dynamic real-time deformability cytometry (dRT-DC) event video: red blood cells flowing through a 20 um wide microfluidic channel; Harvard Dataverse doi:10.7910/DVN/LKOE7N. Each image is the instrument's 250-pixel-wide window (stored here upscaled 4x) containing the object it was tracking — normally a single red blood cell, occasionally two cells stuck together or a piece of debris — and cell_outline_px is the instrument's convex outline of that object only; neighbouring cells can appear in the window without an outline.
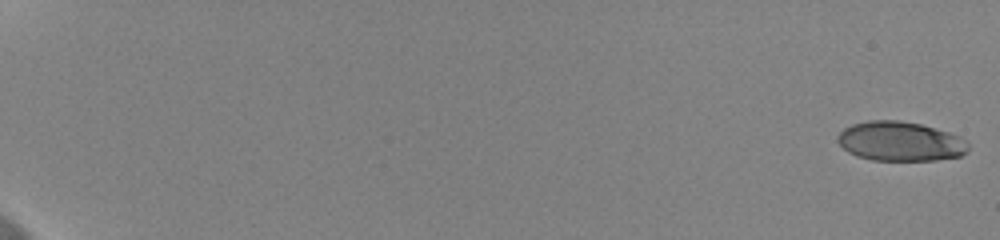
{"species": "human", "species_latin": "Homo sapiens", "temperature_condition": "cold", "stored_images_in_passage": 59, "camera_frame_rate_fps": 3000, "um_per_image_px": 0.085, "donor": {"sex": "female"}, "frame": {"image": 1, "passage_image": 1, "time_ms": 0.0, "image_size_px": [1000, 240], "cell_outline_px": [[968, 152], [960, 156], [936, 160], [872, 160], [856, 156], [848, 152], [836, 140], [836, 136], [844, 128], [852, 124], [868, 120], [896, 120], [920, 124], [948, 132], [960, 136], [968, 144]], "centroid_in_image_um": [76.5, 12.02], "position_along_channel_um": 8.5, "area_um2": 30.06}}
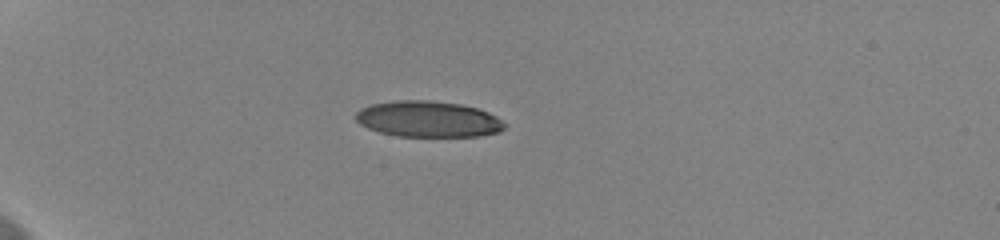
{"frame": {"image": 2, "passage_image": 19, "time_ms": 6.0, "image_size_px": [1000, 240], "cell_outline_px": [[504, 128], [500, 132], [476, 136], [396, 136], [380, 132], [368, 128], [360, 124], [356, 120], [356, 112], [360, 108], [372, 104], [396, 100], [428, 100], [460, 104], [476, 108], [488, 112], [496, 116], [504, 124]], "centroid_in_image_um": [36.36, 10.12], "position_along_channel_um": 48.6, "area_um2": 31.1}}
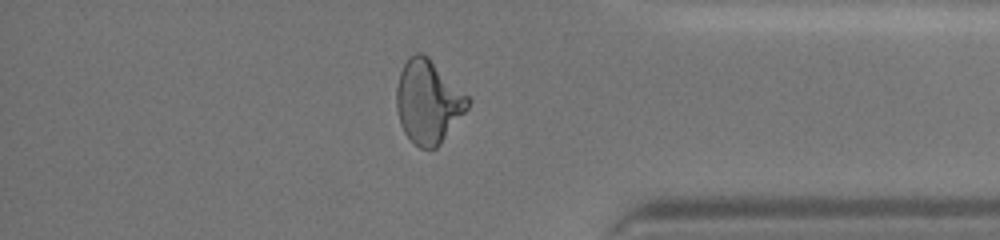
{"frame": {"image": 3, "passage_image": 52, "time_ms": 17.0, "image_size_px": [1000, 240], "cell_outline_px": [[472, 100], [468, 108], [440, 144], [436, 148], [420, 148], [404, 132], [400, 124], [396, 108], [396, 88], [400, 72], [404, 64], [416, 52], [420, 52], [428, 56]], "centroid_in_image_um": [36.39, 8.64], "position_along_channel_um": 398.8, "area_um2": 34.33}, "authors_computed_cell_mechanics": {"area_um2": 33.0616, "velocity_mm_per_s": 3.6659, "shape_relaxation_time_tau1_ms": 5.2098, "shape_relaxation_time_tau2_ms": 1.6624, "deformation_change_tau1": 0.1925, "deformation_change_tau2": 0.1028}}